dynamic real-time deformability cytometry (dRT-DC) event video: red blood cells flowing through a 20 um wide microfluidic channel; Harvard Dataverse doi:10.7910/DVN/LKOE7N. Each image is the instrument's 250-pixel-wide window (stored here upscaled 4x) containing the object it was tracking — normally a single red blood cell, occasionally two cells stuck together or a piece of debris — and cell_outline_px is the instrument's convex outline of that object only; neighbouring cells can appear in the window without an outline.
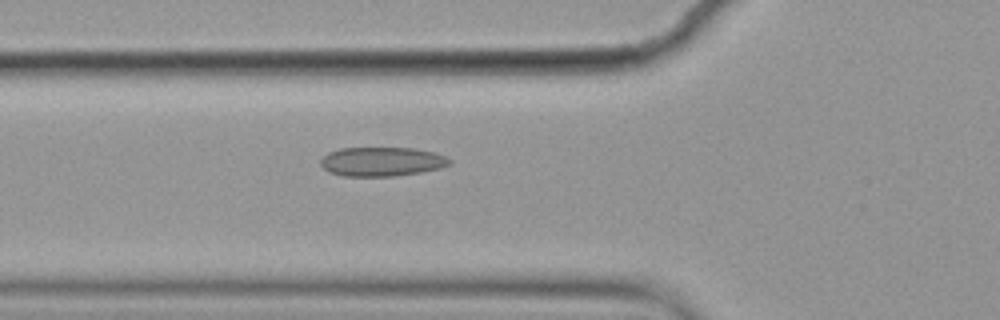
{"species": "common noctule bat (a hibernating species)", "species_latin": "Nyctalus noctula", "temperature_condition": "cold", "stored_images_in_passage": 6, "camera_frame_rate_fps": 3000, "um_per_image_px": 0.085, "animal": {"sex": "female", "body_mass_g": 19.9}, "frame": {"image": 1, "passage_image": 6, "time_ms": 1.667, "image_size_px": [1000, 320], "cell_outline_px": [[452, 164], [440, 168], [420, 172], [392, 176], [344, 176], [328, 172], [320, 164], [320, 160], [328, 152], [340, 148], [412, 148], [436, 152], [452, 160]], "centroid_in_image_um": [32.46, 13.73], "position_along_channel_um": 93.3, "area_um2": 21.96}}